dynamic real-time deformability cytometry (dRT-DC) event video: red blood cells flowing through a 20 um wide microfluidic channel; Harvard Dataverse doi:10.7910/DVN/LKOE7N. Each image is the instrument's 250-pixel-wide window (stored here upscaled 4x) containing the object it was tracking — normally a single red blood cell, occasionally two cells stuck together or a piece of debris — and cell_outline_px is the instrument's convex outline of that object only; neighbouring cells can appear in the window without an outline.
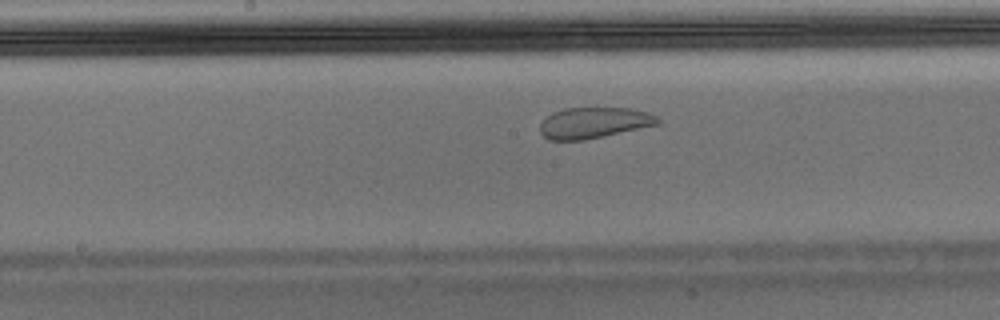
{"species": "Egyptian fruit bat (a non-hibernating species)", "species_latin": "Rousettus aegyptiacus", "temperature_condition": "warm", "stored_images_in_passage": 39, "camera_frame_rate_fps": 3000, "um_per_image_px": 0.085, "animal": {"sex": "male"}, "frame": {"image": 1, "passage_image": 17, "time_ms": 5.333, "image_size_px": [1000, 320], "cell_outline_px": [[660, 124], [584, 140], [548, 140], [540, 132], [540, 124], [552, 112], [564, 108], [632, 108], [648, 112], [656, 116], [660, 120]], "centroid_in_image_um": [50.49, 10.43], "position_along_channel_um": 197.7, "area_um2": 21.21}}